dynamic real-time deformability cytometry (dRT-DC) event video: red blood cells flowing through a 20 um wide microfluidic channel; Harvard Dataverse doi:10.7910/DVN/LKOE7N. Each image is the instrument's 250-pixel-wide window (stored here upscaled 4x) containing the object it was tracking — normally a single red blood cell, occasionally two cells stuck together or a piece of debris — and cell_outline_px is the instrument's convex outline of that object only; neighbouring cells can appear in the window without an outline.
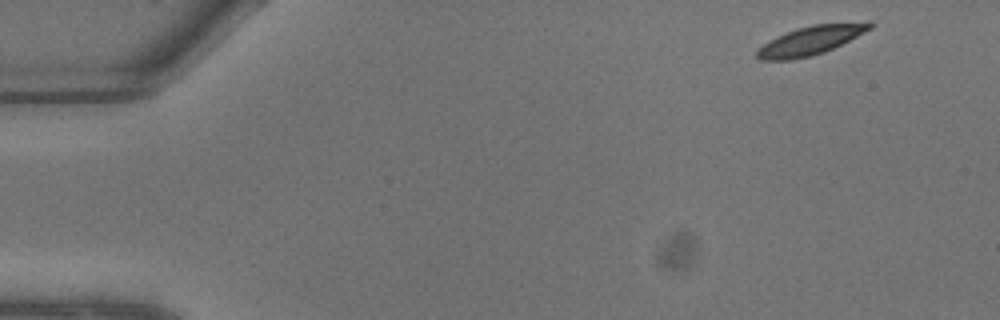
{"species": "common noctule bat (a hibernating species)", "species_latin": "Nyctalus noctula", "temperature_condition": "warm", "stored_images_in_passage": 9, "camera_frame_rate_fps": 3000, "um_per_image_px": 0.085, "animal": {"sex": "male", "body_mass_g": 13.3}, "frame": {"image": 1, "passage_image": 1, "time_ms": 0.0, "image_size_px": [1000, 320], "cell_outline_px": [[876, 24], [872, 28], [824, 52], [812, 56], [792, 60], [760, 60], [756, 56], [756, 48], [776, 36], [796, 28], [812, 24], [868, 20], [872, 20]], "centroid_in_image_um": [68.93, 3.4], "position_along_channel_um": 16.1, "area_um2": 19.42}}
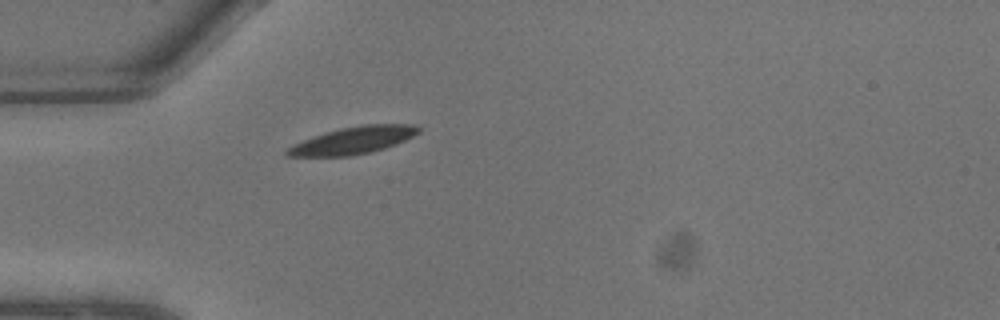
{"frame": {"image": 2, "passage_image": 6, "time_ms": 1.667, "image_size_px": [1000, 320], "cell_outline_px": [[420, 132], [396, 144], [384, 148], [352, 156], [288, 156], [284, 152], [292, 144], [324, 132], [340, 128], [364, 124], [412, 124], [420, 128]], "centroid_in_image_um": [30.0, 11.92], "position_along_channel_um": 55.0, "area_um2": 20.69}}
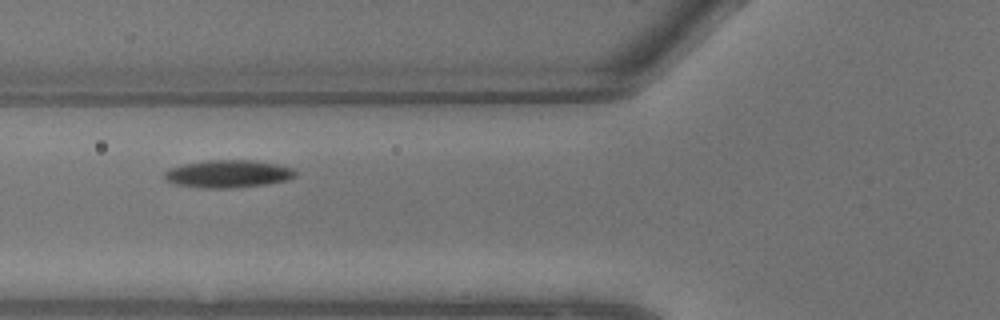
{"frame": {"image": 3, "passage_image": 8, "time_ms": 2.333, "image_size_px": [1000, 320], "cell_outline_px": [[296, 176], [288, 180], [264, 184], [236, 188], [200, 188], [172, 184], [164, 180], [164, 172], [168, 168], [184, 164], [208, 160], [252, 160], [276, 164], [292, 168], [296, 172]], "centroid_in_image_um": [19.33, 14.78], "position_along_channel_um": 106.5, "area_um2": 21.27}}